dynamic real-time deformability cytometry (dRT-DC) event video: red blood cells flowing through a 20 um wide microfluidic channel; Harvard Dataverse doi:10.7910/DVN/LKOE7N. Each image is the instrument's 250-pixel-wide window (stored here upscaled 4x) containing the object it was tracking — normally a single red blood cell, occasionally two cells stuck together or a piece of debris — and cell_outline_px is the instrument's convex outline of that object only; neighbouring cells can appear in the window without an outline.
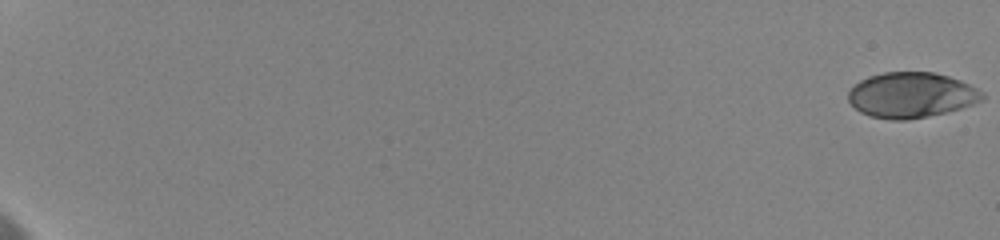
{"species": "human", "species_latin": "Homo sapiens", "temperature_condition": "cold", "stored_images_in_passage": 17, "camera_frame_rate_fps": 3000, "um_per_image_px": 0.085, "donor": {"sex": "female"}, "frame": {"image": 1, "passage_image": 1, "time_ms": 0.0, "image_size_px": [1000, 240], "cell_outline_px": [[984, 100], [960, 108], [928, 116], [904, 120], [892, 120], [872, 116], [860, 112], [848, 100], [848, 92], [860, 80], [868, 76], [884, 72], [932, 72], [948, 76], [960, 80], [984, 92]], "centroid_in_image_um": [77.46, 8.07], "position_along_channel_um": 7.5, "area_um2": 35.2}}
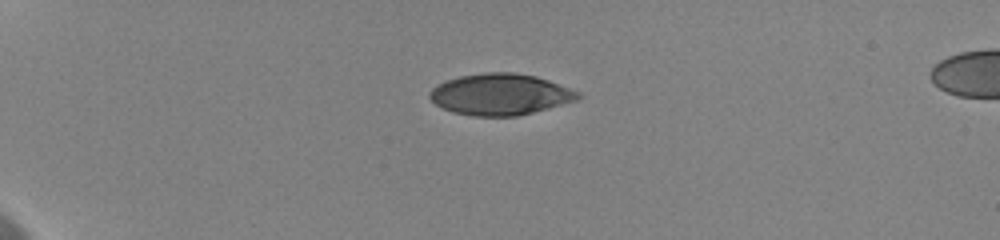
{"frame": {"image": 2, "passage_image": 10, "time_ms": 5.667, "image_size_px": [1000, 240], "cell_outline_px": [[580, 96], [576, 100], [548, 108], [516, 116], [472, 116], [452, 112], [436, 104], [428, 96], [428, 92], [436, 84], [444, 80], [460, 76], [484, 72], [512, 72], [536, 76], [548, 80], [580, 92]], "centroid_in_image_um": [42.47, 8.01], "position_along_channel_um": 42.5, "area_um2": 35.66}}